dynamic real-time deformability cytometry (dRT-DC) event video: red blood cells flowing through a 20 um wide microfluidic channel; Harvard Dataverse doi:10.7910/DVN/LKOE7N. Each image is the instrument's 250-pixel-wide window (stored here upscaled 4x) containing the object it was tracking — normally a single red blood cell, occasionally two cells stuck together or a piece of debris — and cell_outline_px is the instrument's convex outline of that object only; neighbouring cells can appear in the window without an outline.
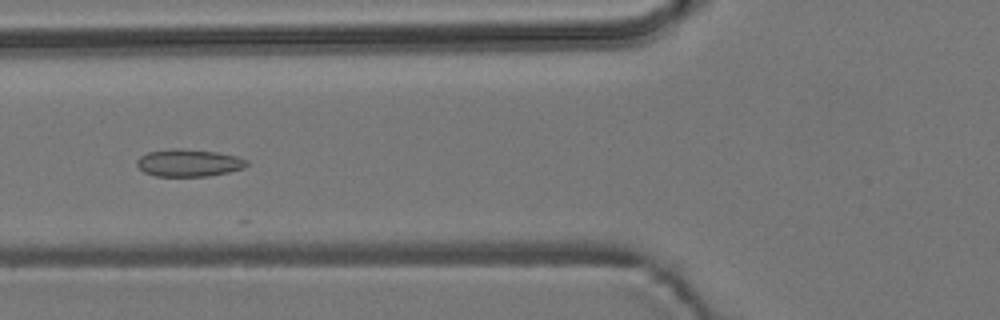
{"species": "common noctule bat (a hibernating species)", "species_latin": "Nyctalus noctula", "temperature_condition": "room temperature", "stored_images_in_passage": 6, "camera_frame_rate_fps": 3000, "um_per_image_px": 0.085, "animal": {"sex": "male", "body_mass_g": 19.2, "forearm_length_mm": 51.8}, "frame": {"image": 1, "passage_image": 6, "time_ms": 5.667, "image_size_px": [1000, 320], "cell_outline_px": [[248, 164], [244, 168], [228, 172], [208, 176], [156, 176], [144, 172], [136, 164], [136, 160], [140, 156], [148, 152], [172, 148], [180, 148], [216, 152], [236, 156], [248, 160]], "centroid_in_image_um": [16.03, 13.84], "position_along_channel_um": 109.8, "area_um2": 17.51}}